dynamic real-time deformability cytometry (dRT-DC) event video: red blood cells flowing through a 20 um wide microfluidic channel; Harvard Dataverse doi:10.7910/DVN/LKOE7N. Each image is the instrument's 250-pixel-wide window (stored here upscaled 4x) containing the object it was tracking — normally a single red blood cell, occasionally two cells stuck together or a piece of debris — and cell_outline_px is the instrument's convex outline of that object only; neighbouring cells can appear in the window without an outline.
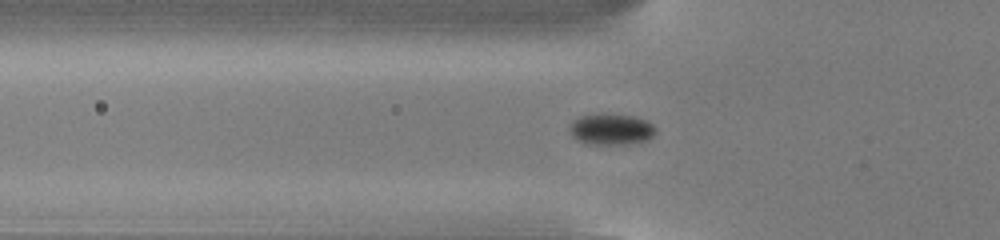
{"species": "common noctule bat (a hibernating species)", "species_latin": "Nyctalus noctula", "temperature_condition": "cold", "stored_images_in_passage": 52, "camera_frame_rate_fps": 3000, "um_per_image_px": 0.085, "animal": {"sex": "male", "body_mass_g": 13.0, "forearm_length_mm": 53.1}, "frame": {"image": 1, "passage_image": 19, "time_ms": 6.0, "image_size_px": [1000, 240], "cell_outline_px": [[656, 132], [648, 140], [628, 144], [584, 144], [572, 136], [568, 128], [580, 116], [636, 116], [648, 120], [656, 128]], "centroid_in_image_um": [52.0, 11.03], "position_along_channel_um": 73.8, "area_um2": 15.2}}
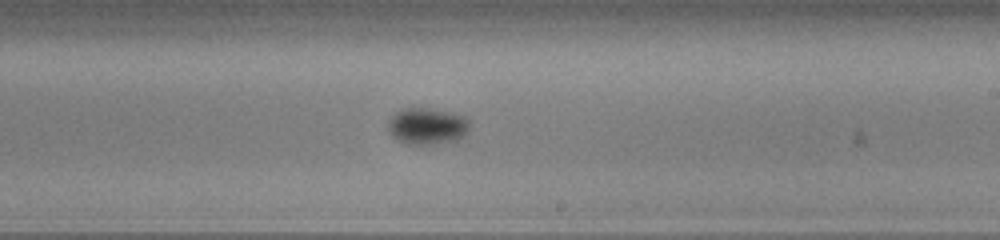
{"frame": {"image": 2, "passage_image": 33, "time_ms": 10.667, "image_size_px": [1000, 240], "cell_outline_px": [[468, 128], [464, 136], [456, 140], [428, 144], [408, 144], [392, 136], [388, 132], [388, 120], [400, 108], [428, 108], [448, 112], [464, 116], [468, 120]], "centroid_in_image_um": [36.27, 10.71], "position_along_channel_um": 252.7, "area_um2": 17.17}}
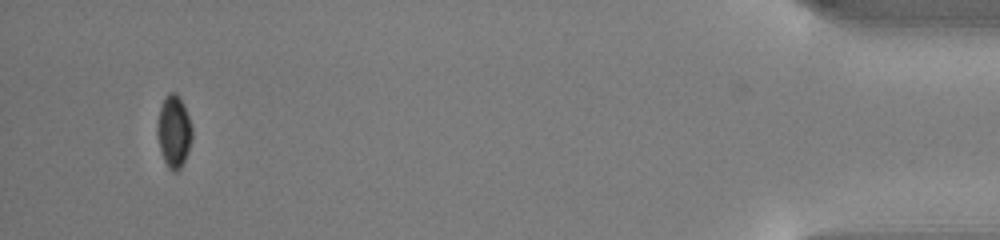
{"frame": {"image": 3, "passage_image": 52, "time_ms": 17.0, "image_size_px": [1000, 240], "cell_outline_px": [[192, 136], [184, 160], [180, 168], [176, 172], [172, 172], [168, 168], [160, 152], [156, 132], [156, 128], [160, 108], [168, 92], [176, 92], [188, 116], [192, 128]], "centroid_in_image_um": [14.75, 11.2], "position_along_channel_um": 420.5, "area_um2": 14.39}, "authors_computed_cell_mechanics": {"area_um2": 15.317, "velocity_mm_per_s": 3.8363, "shape_relaxation_time_tau1_ms": 1.1637, "shape_relaxation_time_tau2_ms": null, "deformation_change_tau1": 0.0377, "deformation_change_tau2": null}}